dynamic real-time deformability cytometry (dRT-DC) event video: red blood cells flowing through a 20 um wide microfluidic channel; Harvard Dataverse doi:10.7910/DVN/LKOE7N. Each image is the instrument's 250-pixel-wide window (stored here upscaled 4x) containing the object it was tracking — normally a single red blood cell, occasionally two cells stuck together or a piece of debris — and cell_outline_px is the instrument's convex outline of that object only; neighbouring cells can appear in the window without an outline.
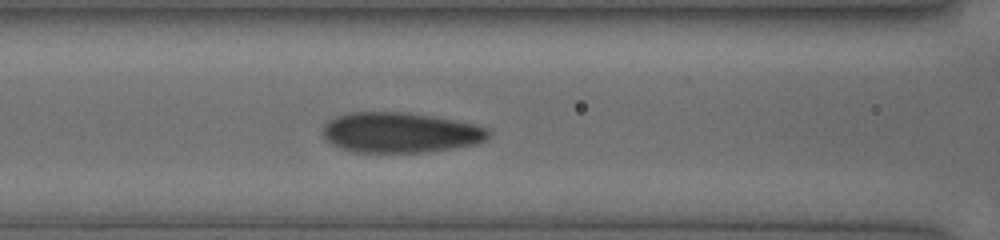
{"species": "human", "species_latin": "Homo sapiens", "temperature_condition": "cold", "stored_images_in_passage": 12, "camera_frame_rate_fps": 3000, "um_per_image_px": 0.085, "donor": {"sex": "female"}, "frame": {"image": 1, "passage_image": 12, "time_ms": 4.0, "image_size_px": [1000, 240], "cell_outline_px": [[488, 136], [484, 140], [476, 144], [428, 152], [352, 152], [340, 148], [332, 144], [324, 136], [324, 124], [328, 120], [336, 116], [352, 112], [408, 112], [432, 116], [472, 124], [488, 128]], "centroid_in_image_um": [33.99, 11.27], "position_along_channel_um": 132.6, "area_um2": 38.67}}